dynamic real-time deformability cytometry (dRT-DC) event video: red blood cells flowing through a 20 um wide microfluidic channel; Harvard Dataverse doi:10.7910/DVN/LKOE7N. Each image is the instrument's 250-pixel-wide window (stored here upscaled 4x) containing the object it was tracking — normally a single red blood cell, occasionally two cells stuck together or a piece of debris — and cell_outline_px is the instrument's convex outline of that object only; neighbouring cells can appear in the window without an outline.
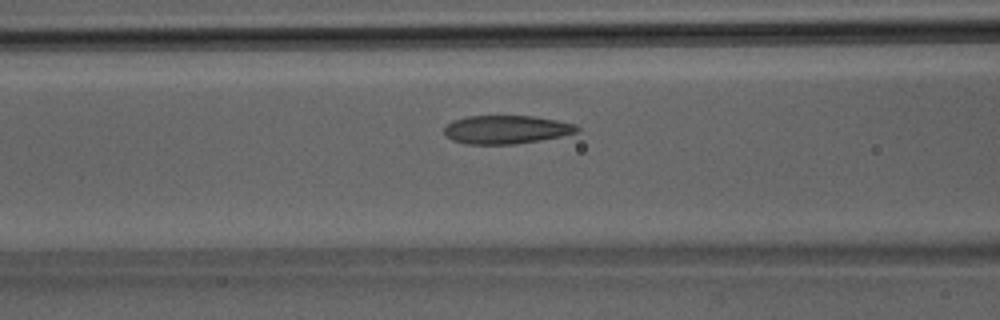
{"species": "Egyptian fruit bat (a non-hibernating species)", "species_latin": "Rousettus aegyptiacus", "temperature_condition": "room temperature", "stored_images_in_passage": 37, "camera_frame_rate_fps": 3000, "um_per_image_px": 0.085, "animal": {"sex": "male"}, "frame": {"image": 1, "passage_image": 14, "time_ms": 4.333, "image_size_px": [1000, 320], "cell_outline_px": [[580, 132], [540, 140], [516, 144], [464, 144], [452, 140], [444, 136], [444, 128], [452, 120], [468, 116], [536, 116], [576, 124], [580, 128]], "centroid_in_image_um": [43.03, 11.01], "position_along_channel_um": 123.6, "area_um2": 22.2}}
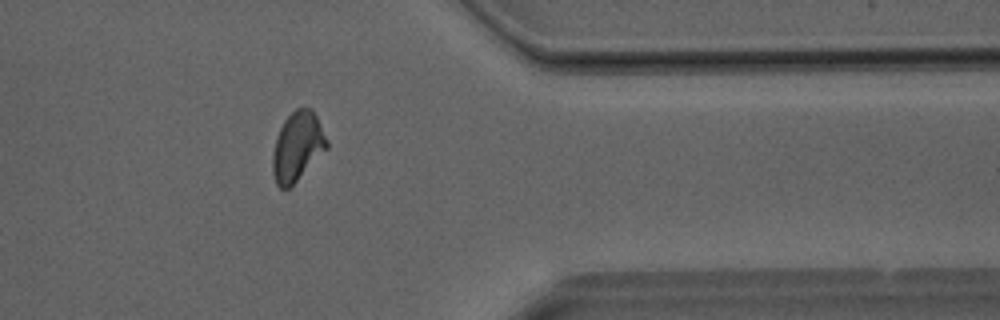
{"frame": {"image": 2, "passage_image": 30, "time_ms": 9.667, "image_size_px": [1000, 320], "cell_outline_px": [[328, 148], [288, 188], [280, 188], [276, 184], [272, 172], [272, 156], [276, 136], [284, 120], [296, 108], [312, 108], [328, 140]], "centroid_in_image_um": [25.27, 12.44], "position_along_channel_um": 386.1, "area_um2": 21.62}}
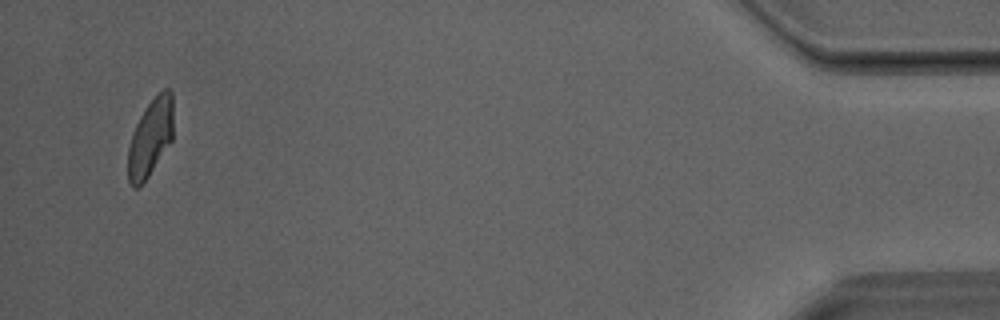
{"frame": {"image": 3, "passage_image": 36, "time_ms": 11.667, "image_size_px": [1000, 320], "cell_outline_px": [[172, 140], [148, 176], [136, 188], [128, 180], [128, 148], [132, 132], [144, 108], [164, 88], [172, 88]], "centroid_in_image_um": [12.78, 11.66], "position_along_channel_um": 422.4, "area_um2": 20.11}}